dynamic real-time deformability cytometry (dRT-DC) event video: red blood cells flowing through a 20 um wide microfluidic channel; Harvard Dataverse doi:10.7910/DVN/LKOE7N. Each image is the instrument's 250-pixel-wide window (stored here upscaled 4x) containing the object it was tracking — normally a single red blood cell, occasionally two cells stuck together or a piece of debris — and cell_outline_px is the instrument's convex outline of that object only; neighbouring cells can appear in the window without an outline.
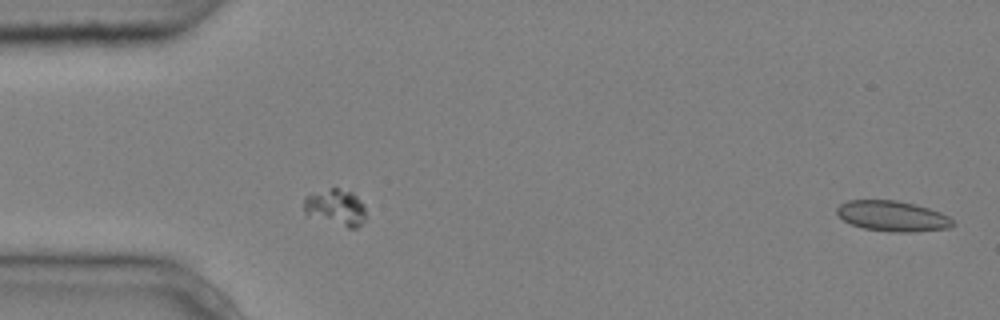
{"species": "common noctule bat (a hibernating species)", "species_latin": "Nyctalus noctula", "temperature_condition": "cold", "stored_images_in_passage": 5, "camera_frame_rate_fps": 3000, "um_per_image_px": 0.085, "animal": {"sex": "male", "body_mass_g": 20.4}, "frame": {"image": 1, "passage_image": 1, "time_ms": 0.0, "image_size_px": [1000, 320], "cell_outline_px": [[956, 224], [948, 228], [912, 232], [888, 232], [864, 228], [852, 224], [844, 220], [836, 212], [836, 208], [840, 204], [848, 200], [896, 200], [916, 204], [940, 212], [948, 216]], "centroid_in_image_um": [75.87, 18.36], "position_along_channel_um": 9.1, "area_um2": 20.58}}
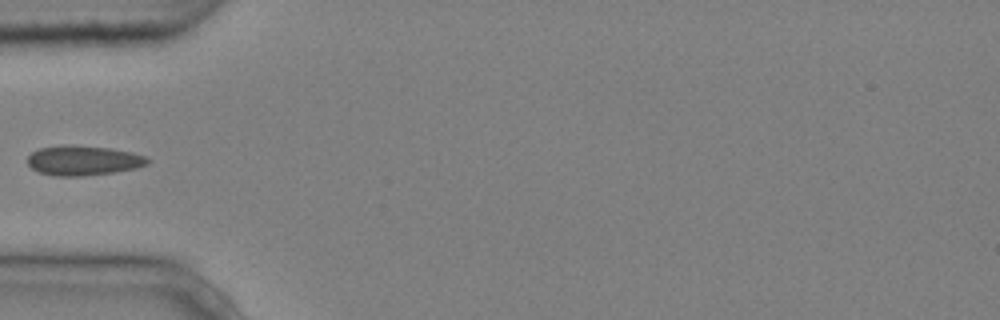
{"frame": {"image": 2, "passage_image": 4, "time_ms": 1.0, "image_size_px": [1000, 320], "cell_outline_px": [[148, 164], [136, 168], [112, 172], [80, 176], [56, 176], [40, 172], [32, 168], [28, 164], [28, 156], [32, 152], [40, 148], [60, 144], [72, 144], [112, 148], [132, 152], [144, 156], [148, 160]], "centroid_in_image_um": [7.06, 13.62], "position_along_channel_um": 77.9, "area_um2": 20.87}}